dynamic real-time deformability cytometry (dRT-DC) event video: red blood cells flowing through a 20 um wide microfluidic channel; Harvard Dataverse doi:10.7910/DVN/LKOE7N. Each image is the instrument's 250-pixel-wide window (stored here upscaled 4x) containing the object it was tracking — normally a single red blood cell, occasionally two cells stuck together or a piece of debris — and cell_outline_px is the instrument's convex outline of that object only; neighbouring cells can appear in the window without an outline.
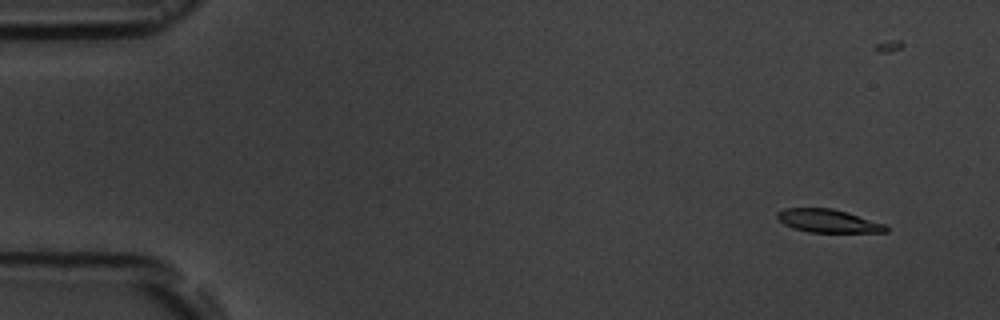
{"species": "common noctule bat (a hibernating species)", "species_latin": "Nyctalus noctula", "temperature_condition": "room temperature", "stored_images_in_passage": 6, "camera_frame_rate_fps": 3000, "um_per_image_px": 0.085, "animal": {"sex": "male", "body_mass_g": 19.5, "forearm_length_mm": 54.6}, "frame": {"image": 1, "passage_image": 2, "time_ms": 1.333, "image_size_px": [1000, 320], "cell_outline_px": [[888, 232], [808, 232], [792, 228], [784, 224], [776, 216], [776, 212], [784, 208], [832, 208], [848, 212], [884, 224], [888, 228]], "centroid_in_image_um": [70.36, 18.77], "position_along_channel_um": 14.6, "area_um2": 14.68}}